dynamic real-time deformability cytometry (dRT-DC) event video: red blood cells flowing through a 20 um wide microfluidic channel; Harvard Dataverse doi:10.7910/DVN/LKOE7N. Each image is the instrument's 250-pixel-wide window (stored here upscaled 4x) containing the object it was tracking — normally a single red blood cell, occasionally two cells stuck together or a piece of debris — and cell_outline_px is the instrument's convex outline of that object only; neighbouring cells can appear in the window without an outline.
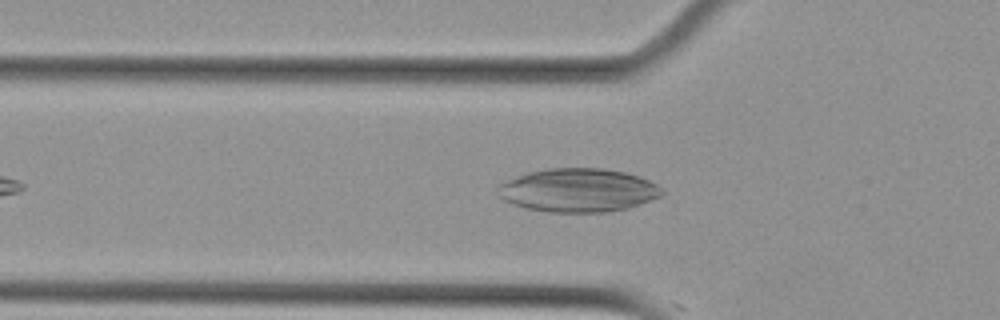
{"species": "Egyptian fruit bat (a non-hibernating species)", "species_latin": "Rousettus aegyptiacus", "temperature_condition": "cold", "stored_images_in_passage": 13, "camera_frame_rate_fps": 3000, "um_per_image_px": 0.085, "animal": {"sex": "female"}, "frame": {"image": 1, "passage_image": 9, "time_ms": 2.667, "image_size_px": [1000, 320], "cell_outline_px": [[664, 196], [628, 208], [608, 212], [548, 212], [524, 208], [512, 204], [504, 200], [500, 196], [496, 188], [496, 184], [504, 180], [528, 172], [548, 168], [604, 168], [624, 172], [640, 176], [656, 184], [664, 192]], "centroid_in_image_um": [49.12, 16.17], "position_along_channel_um": 76.7, "area_um2": 42.08}}
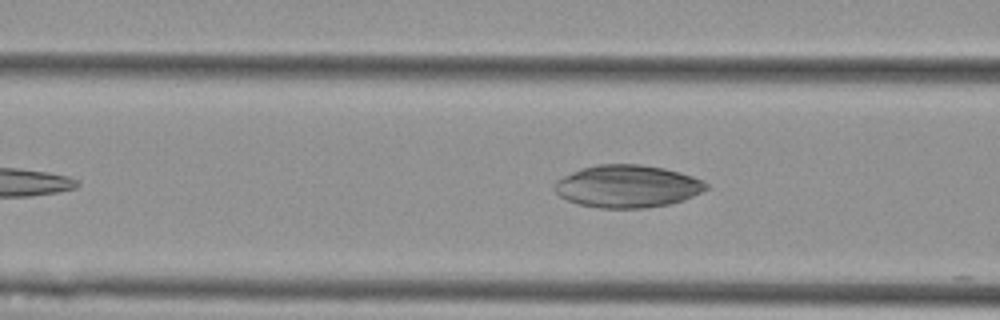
{"frame": {"image": 2, "passage_image": 12, "time_ms": 3.667, "image_size_px": [1000, 320], "cell_outline_px": [[708, 188], [684, 200], [668, 204], [644, 208], [600, 208], [576, 204], [560, 196], [552, 188], [556, 180], [580, 168], [596, 164], [640, 164], [664, 168], [680, 172], [692, 176], [708, 184]], "centroid_in_image_um": [53.29, 15.83], "position_along_channel_um": 113.3, "area_um2": 37.63}}